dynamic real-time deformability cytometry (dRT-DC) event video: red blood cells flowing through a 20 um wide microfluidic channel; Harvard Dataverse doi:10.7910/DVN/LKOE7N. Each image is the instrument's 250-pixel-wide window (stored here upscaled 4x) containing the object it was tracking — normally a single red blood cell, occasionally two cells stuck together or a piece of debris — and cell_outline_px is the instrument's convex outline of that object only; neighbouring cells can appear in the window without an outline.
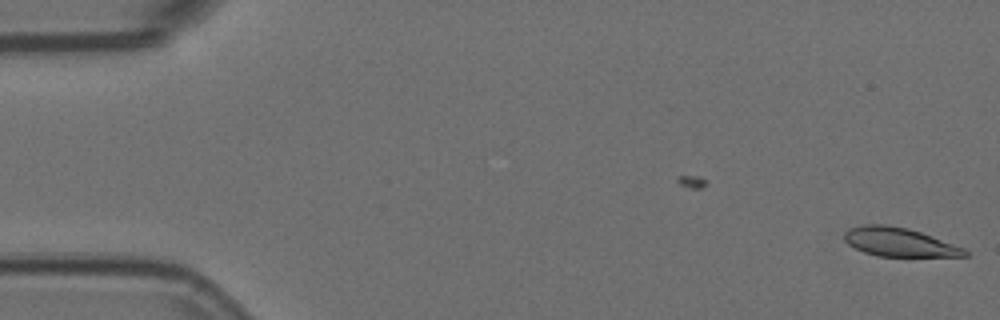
{"species": "Egyptian fruit bat (a non-hibernating species)", "species_latin": "Rousettus aegyptiacus", "temperature_condition": "room temperature", "stored_images_in_passage": 11, "camera_frame_rate_fps": 3000, "um_per_image_px": 0.085, "animal": {"sex": "female"}, "frame": {"image": 1, "passage_image": 11, "time_ms": 3.333, "image_size_px": [1000, 320], "cell_outline_px": [[968, 256], [876, 256], [864, 252], [848, 244], [844, 240], [844, 232], [848, 228], [864, 224], [884, 224], [908, 228], [920, 232], [964, 248], [968, 252]], "centroid_in_image_um": [76.38, 20.57], "position_along_channel_um": 8.6, "area_um2": 20.06}}